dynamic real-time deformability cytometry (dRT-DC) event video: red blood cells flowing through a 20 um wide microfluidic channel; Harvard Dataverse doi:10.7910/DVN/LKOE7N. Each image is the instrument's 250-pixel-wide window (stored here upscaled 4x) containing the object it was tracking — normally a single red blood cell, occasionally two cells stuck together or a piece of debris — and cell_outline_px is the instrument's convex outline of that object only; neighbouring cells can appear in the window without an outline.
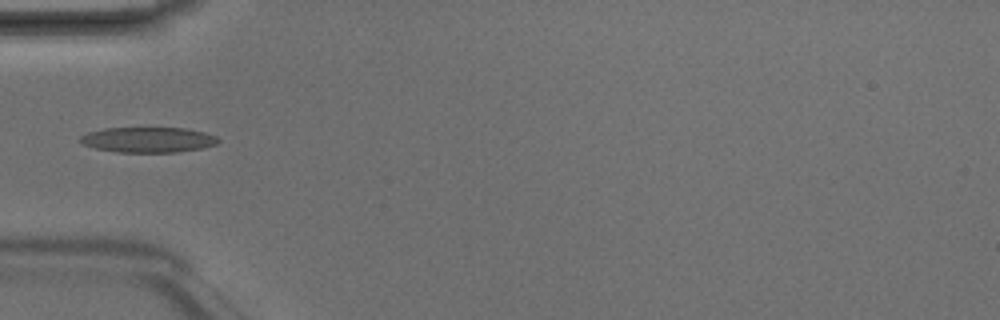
{"species": "Egyptian fruit bat (a non-hibernating species)", "species_latin": "Rousettus aegyptiacus", "temperature_condition": "room temperature", "stored_images_in_passage": 5, "camera_frame_rate_fps": 3000, "um_per_image_px": 0.085, "animal": {"sex": "male"}, "frame": {"image": 1, "passage_image": 5, "time_ms": 1.333, "image_size_px": [1000, 320], "cell_outline_px": [[220, 140], [216, 144], [200, 148], [176, 152], [116, 152], [96, 148], [84, 144], [80, 140], [80, 136], [88, 132], [104, 128], [184, 128], [204, 132], [216, 136]], "centroid_in_image_um": [12.59, 11.87], "position_along_channel_um": 72.4, "area_um2": 20.17}}